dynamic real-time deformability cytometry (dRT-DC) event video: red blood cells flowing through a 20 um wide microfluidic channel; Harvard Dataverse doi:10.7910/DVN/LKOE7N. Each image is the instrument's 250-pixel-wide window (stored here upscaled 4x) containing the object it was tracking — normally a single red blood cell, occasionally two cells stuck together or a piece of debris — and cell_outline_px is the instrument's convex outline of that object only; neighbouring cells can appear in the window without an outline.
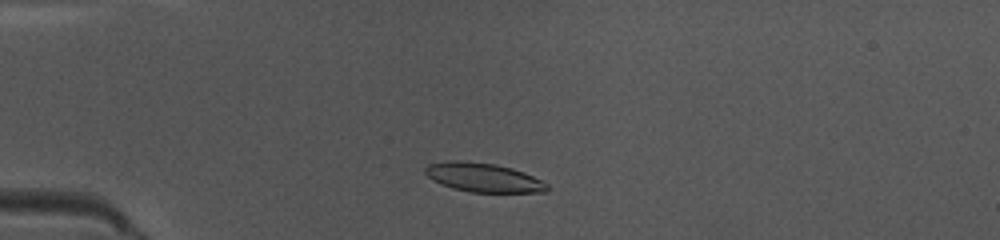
{"species": "common noctule bat (a hibernating species)", "species_latin": "Nyctalus noctula", "temperature_condition": "warm", "stored_images_in_passage": 47, "camera_frame_rate_fps": 3000, "um_per_image_px": 0.085, "animal": {"sex": "female", "body_mass_g": 10.0, "forearm_length_mm": 53.1}, "frame": {"image": 1, "passage_image": 10, "time_ms": 3.0, "image_size_px": [1000, 240], "cell_outline_px": [[548, 192], [468, 192], [452, 188], [440, 184], [432, 180], [424, 172], [424, 168], [428, 164], [448, 160], [460, 160], [496, 164], [512, 168], [524, 172], [548, 184]], "centroid_in_image_um": [41.05, 15.08], "position_along_channel_um": 44.0, "area_um2": 20.75}}
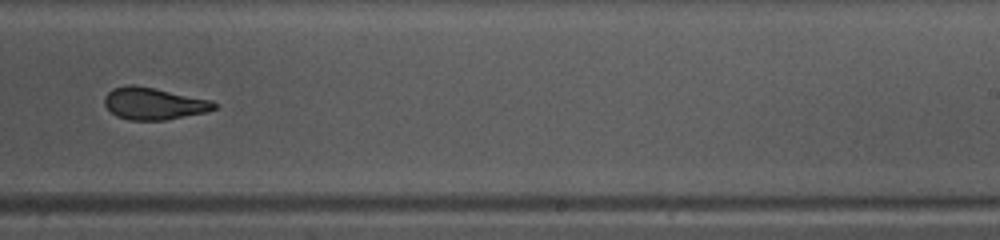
{"frame": {"image": 2, "passage_image": 29, "time_ms": 9.333, "image_size_px": [1000, 240], "cell_outline_px": [[216, 108], [204, 112], [164, 120], [128, 120], [116, 116], [104, 104], [104, 96], [112, 88], [128, 84], [132, 84], [212, 100], [216, 104]], "centroid_in_image_um": [13.02, 8.8], "position_along_channel_um": 276.0, "area_um2": 20.23}}
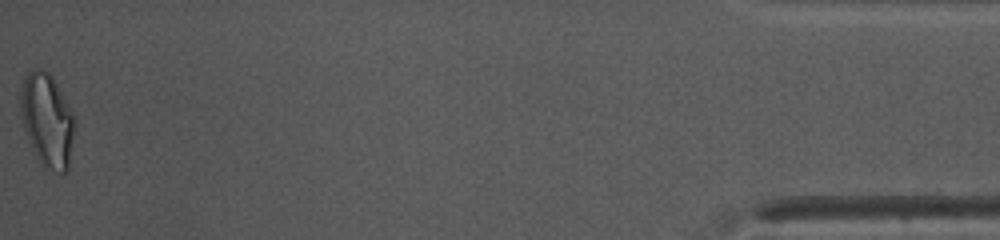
{"frame": {"image": 3, "passage_image": 47, "time_ms": 15.333, "image_size_px": [1000, 240], "cell_outline_px": [[76, 124], [68, 168], [64, 172], [60, 172], [44, 168], [40, 164], [28, 140], [24, 128], [20, 112], [20, 92], [24, 80], [28, 72], [32, 68], [44, 68], [52, 76], [72, 112]], "centroid_in_image_um": [4.0, 10.21], "position_along_channel_um": 431.2, "area_um2": 29.54}, "authors_computed_cell_mechanics": {"area_um2": 21.097, "velocity_mm_per_s": 4.0307, "shape_relaxation_time_tau1_ms": null, "shape_relaxation_time_tau2_ms": 1.8356, "deformation_change_tau1": null, "deformation_change_tau2": 0.0826}}